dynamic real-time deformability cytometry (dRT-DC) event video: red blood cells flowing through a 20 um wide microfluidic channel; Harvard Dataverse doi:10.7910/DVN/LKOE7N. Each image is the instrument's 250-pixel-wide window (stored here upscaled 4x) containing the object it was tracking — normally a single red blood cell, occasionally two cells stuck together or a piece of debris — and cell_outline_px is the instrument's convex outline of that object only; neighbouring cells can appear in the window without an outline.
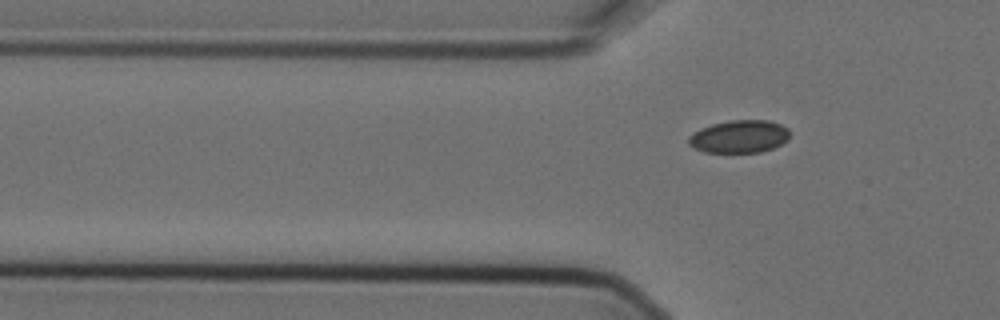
{"species": "Egyptian fruit bat (a non-hibernating species)", "species_latin": "Rousettus aegyptiacus", "temperature_condition": "cold", "stored_images_in_passage": 3, "segment_of_instrument_passage": [2, 2], "camera_frame_rate_fps": 3000, "um_per_image_px": 0.085, "animal": {"sex": "female"}, "frame": {"image": 1, "passage_image": 3, "time_ms": 0.667, "image_size_px": [1000, 320], "cell_outline_px": [[788, 140], [772, 148], [760, 152], [704, 152], [692, 148], [688, 144], [688, 136], [700, 128], [712, 124], [728, 120], [768, 120], [780, 124], [788, 128]], "centroid_in_image_um": [62.8, 11.6], "position_along_channel_um": 63.0, "area_um2": 19.36}}